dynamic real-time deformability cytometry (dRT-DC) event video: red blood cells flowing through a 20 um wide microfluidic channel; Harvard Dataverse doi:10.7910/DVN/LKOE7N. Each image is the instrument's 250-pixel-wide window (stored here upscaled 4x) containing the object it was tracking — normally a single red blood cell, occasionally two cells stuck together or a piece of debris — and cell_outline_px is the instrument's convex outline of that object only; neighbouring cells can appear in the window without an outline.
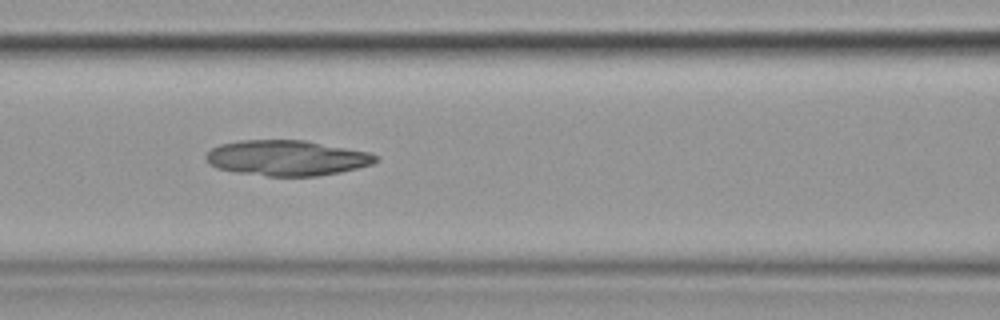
{"species": "common noctule bat (a hibernating species)", "species_latin": "Nyctalus noctula", "temperature_condition": "cold", "stored_images_in_passage": 5, "camera_frame_rate_fps": 3000, "um_per_image_px": 0.085, "animal": {"sex": "female", "body_mass_g": 19.9}, "frame": {"image": 1, "passage_image": 4, "time_ms": 3.333, "image_size_px": [1000, 320], "cell_outline_px": [[380, 156], [372, 164], [340, 172], [316, 176], [268, 176], [236, 172], [216, 168], [204, 156], [212, 148], [220, 144], [240, 140], [304, 140], [368, 152]], "centroid_in_image_um": [24.37, 13.42], "position_along_channel_um": 142.2, "area_um2": 34.8}}
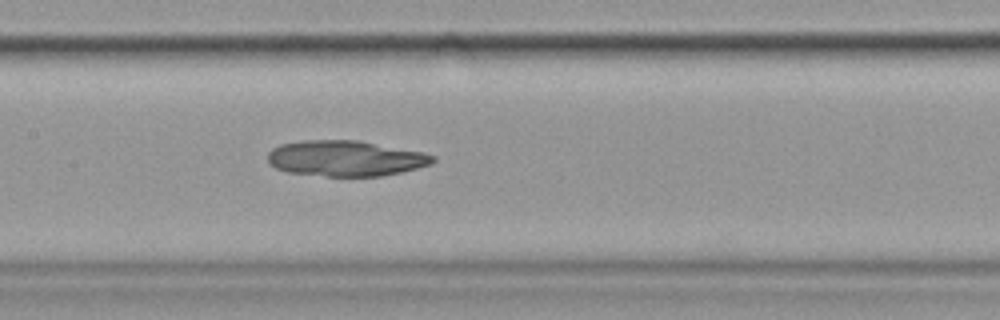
{"frame": {"image": 2, "passage_image": 5, "time_ms": 4.333, "image_size_px": [1000, 320], "cell_outline_px": [[436, 160], [432, 164], [400, 172], [380, 176], [328, 176], [288, 172], [276, 168], [268, 164], [268, 152], [272, 148], [280, 144], [304, 140], [356, 140], [424, 152], [436, 156]], "centroid_in_image_um": [29.37, 13.45], "position_along_channel_um": 178.0, "area_um2": 34.33}}